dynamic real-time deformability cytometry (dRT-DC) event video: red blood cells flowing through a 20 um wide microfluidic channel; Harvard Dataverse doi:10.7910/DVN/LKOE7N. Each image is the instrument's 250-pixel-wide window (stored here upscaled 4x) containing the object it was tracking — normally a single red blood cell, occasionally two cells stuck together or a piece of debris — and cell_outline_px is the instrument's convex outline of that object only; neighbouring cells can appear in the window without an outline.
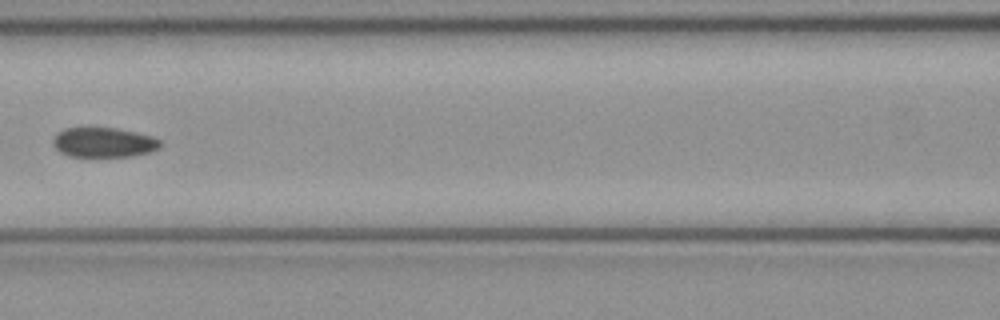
{"species": "common noctule bat (a hibernating species)", "species_latin": "Nyctalus noctula", "temperature_condition": "cold", "stored_images_in_passage": 5, "camera_frame_rate_fps": 3000, "um_per_image_px": 0.085, "animal": {"sex": "female", "body_mass_g": 21.9}, "frame": {"image": 1, "passage_image": 5, "time_ms": 1.333, "image_size_px": [1000, 320], "cell_outline_px": [[160, 148], [148, 152], [132, 156], [68, 156], [60, 152], [52, 144], [52, 140], [56, 132], [64, 128], [116, 128], [136, 132], [152, 136], [160, 140]], "centroid_in_image_um": [8.78, 12.1], "position_along_channel_um": 157.8, "area_um2": 18.61}}